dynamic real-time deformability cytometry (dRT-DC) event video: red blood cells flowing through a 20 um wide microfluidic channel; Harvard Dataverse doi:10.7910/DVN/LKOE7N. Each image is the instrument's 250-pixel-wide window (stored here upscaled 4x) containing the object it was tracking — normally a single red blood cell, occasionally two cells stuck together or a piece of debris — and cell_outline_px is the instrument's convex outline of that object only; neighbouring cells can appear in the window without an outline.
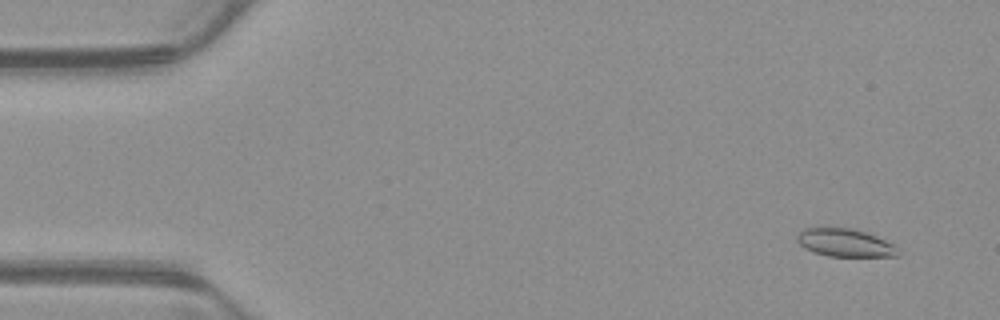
{"species": "common noctule bat (a hibernating species)", "species_latin": "Nyctalus noctula", "temperature_condition": "warm", "stored_images_in_passage": 53, "camera_frame_rate_fps": 3000, "um_per_image_px": 0.085, "animal": {"sex": "male", "body_mass_g": 23.1, "forearm_length_mm": 52.7}, "frame": {"image": 1, "passage_image": 4, "time_ms": 1.0, "image_size_px": [1000, 320], "cell_outline_px": [[900, 256], [828, 256], [812, 252], [804, 248], [796, 240], [796, 236], [804, 228], [852, 228], [876, 236], [892, 244], [900, 252]], "centroid_in_image_um": [71.79, 20.64], "position_along_channel_um": 13.2, "area_um2": 16.3}}
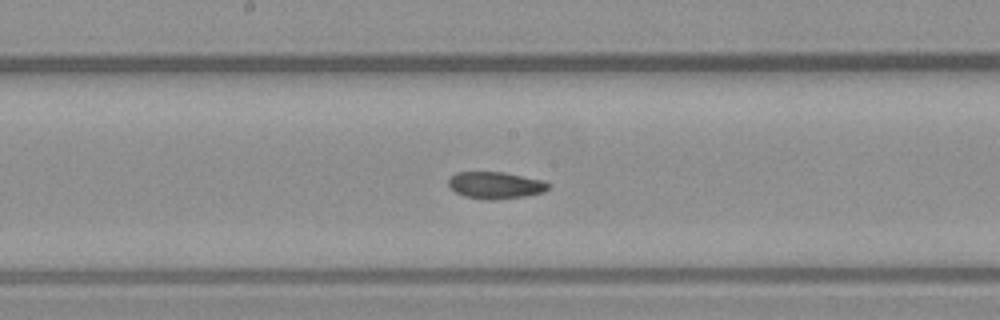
{"frame": {"image": 2, "passage_image": 28, "time_ms": 9.0, "image_size_px": [1000, 320], "cell_outline_px": [[552, 184], [544, 192], [524, 196], [488, 200], [464, 196], [456, 192], [448, 184], [448, 180], [456, 172], [504, 172], [544, 180]], "centroid_in_image_um": [42.15, 15.73], "position_along_channel_um": 206.1, "area_um2": 15.61}}
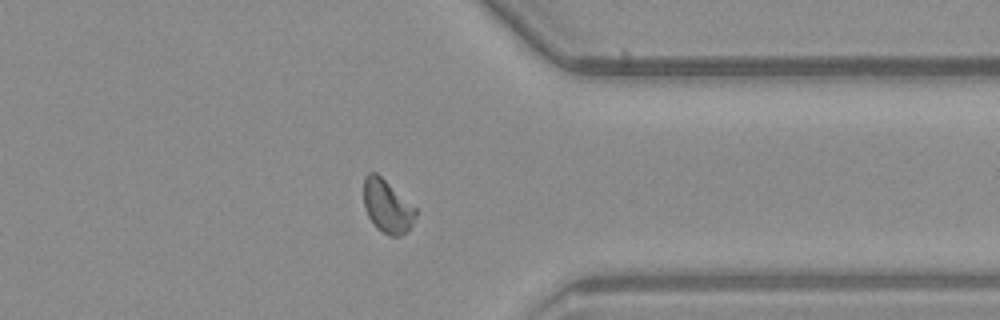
{"frame": {"image": 3, "passage_image": 42, "time_ms": 13.667, "image_size_px": [1000, 320], "cell_outline_px": [[416, 216], [412, 224], [400, 236], [392, 236], [376, 228], [368, 216], [364, 208], [364, 176], [368, 172], [376, 172], [416, 208]], "centroid_in_image_um": [32.89, 17.52], "position_along_channel_um": 378.5, "area_um2": 15.84}, "authors_computed_cell_mechanics": {"area_um2": 16.2996, "velocity_mm_per_s": 3.8667, "shape_relaxation_time_tau1_ms": null, "shape_relaxation_time_tau2_ms": 3.681, "deformation_change_tau1": null, "deformation_change_tau2": 0.0725}}